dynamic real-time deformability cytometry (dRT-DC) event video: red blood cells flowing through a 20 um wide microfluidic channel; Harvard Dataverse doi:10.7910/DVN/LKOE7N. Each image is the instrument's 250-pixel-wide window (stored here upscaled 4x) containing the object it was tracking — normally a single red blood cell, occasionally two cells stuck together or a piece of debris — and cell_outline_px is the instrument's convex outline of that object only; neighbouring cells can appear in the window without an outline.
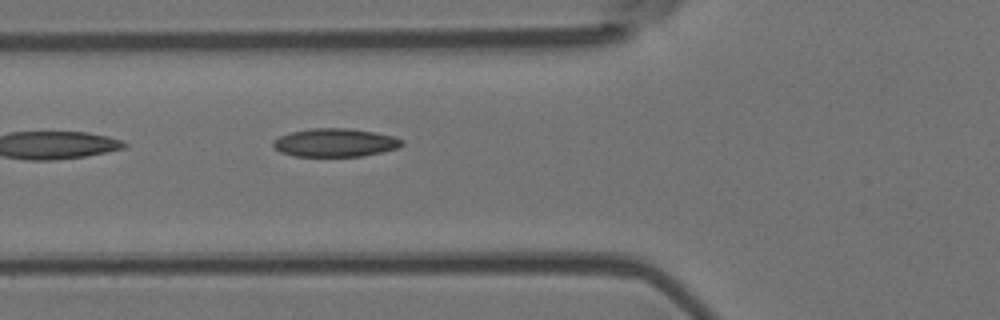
{"species": "Egyptian fruit bat (a non-hibernating species)", "species_latin": "Rousettus aegyptiacus", "temperature_condition": "room temperature", "stored_images_in_passage": 4, "camera_frame_rate_fps": 3000, "um_per_image_px": 0.085, "animal": {"sex": "female"}, "frame": {"image": 1, "passage_image": 4, "time_ms": 1.0, "image_size_px": [1000, 320], "cell_outline_px": [[404, 144], [396, 148], [364, 156], [292, 156], [280, 152], [272, 144], [272, 140], [280, 136], [292, 132], [312, 128], [348, 128], [372, 132], [392, 136], [404, 140]], "centroid_in_image_um": [28.46, 12.13], "position_along_channel_um": 97.3, "area_um2": 21.1}}